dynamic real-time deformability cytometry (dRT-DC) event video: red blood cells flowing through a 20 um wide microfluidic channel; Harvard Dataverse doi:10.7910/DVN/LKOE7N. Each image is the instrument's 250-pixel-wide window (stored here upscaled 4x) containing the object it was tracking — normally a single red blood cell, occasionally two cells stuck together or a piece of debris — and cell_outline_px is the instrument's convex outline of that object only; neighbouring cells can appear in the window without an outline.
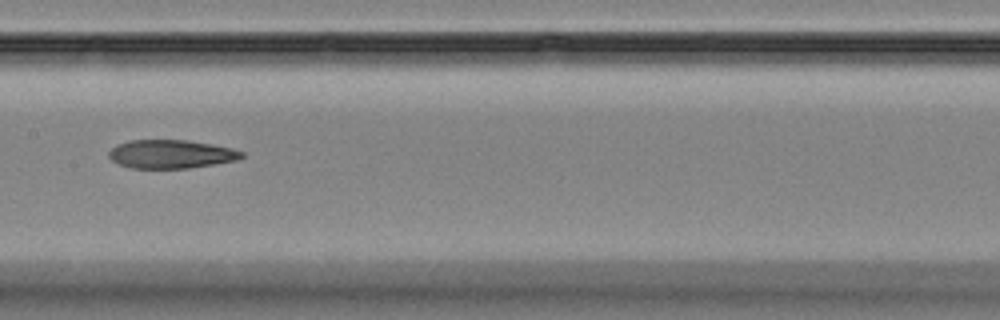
{"species": "Egyptian fruit bat (a non-hibernating species)", "species_latin": "Rousettus aegyptiacus", "temperature_condition": "room temperature", "stored_images_in_passage": 5, "segment_of_instrument_passage": [1, 2], "camera_frame_rate_fps": 3000, "um_per_image_px": 0.085, "animal": {"sex": "female"}, "frame": {"image": 1, "passage_image": 4, "time_ms": 3.333, "image_size_px": [1000, 320], "cell_outline_px": [[244, 156], [236, 160], [188, 168], [128, 168], [112, 160], [108, 156], [108, 152], [116, 144], [128, 140], [188, 140], [212, 144], [232, 148], [244, 152]], "centroid_in_image_um": [14.51, 13.09], "position_along_channel_um": 192.9, "area_um2": 22.08}}